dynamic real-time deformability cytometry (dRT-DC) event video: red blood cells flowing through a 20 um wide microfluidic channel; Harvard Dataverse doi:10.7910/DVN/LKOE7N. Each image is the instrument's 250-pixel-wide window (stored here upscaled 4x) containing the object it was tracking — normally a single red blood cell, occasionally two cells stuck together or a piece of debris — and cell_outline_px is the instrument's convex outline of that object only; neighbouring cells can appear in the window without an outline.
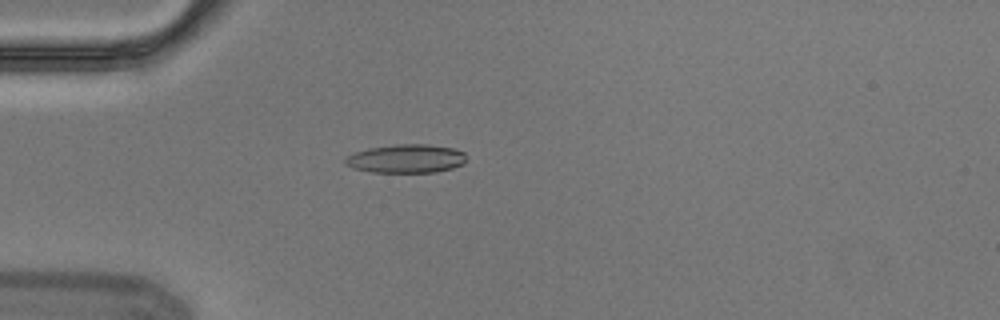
{"species": "Egyptian fruit bat (a non-hibernating species)", "species_latin": "Rousettus aegyptiacus", "temperature_condition": "cold", "stored_images_in_passage": 4, "camera_frame_rate_fps": 3000, "um_per_image_px": 0.085, "animal": {"sex": "male"}, "frame": {"image": 1, "passage_image": 4, "time_ms": 1.0, "image_size_px": [1000, 320], "cell_outline_px": [[464, 164], [452, 168], [436, 172], [372, 172], [352, 168], [344, 164], [344, 160], [348, 156], [356, 152], [368, 148], [396, 144], [428, 144], [452, 148], [464, 152]], "centroid_in_image_um": [34.5, 13.48], "position_along_channel_um": 50.5, "area_um2": 20.11}}